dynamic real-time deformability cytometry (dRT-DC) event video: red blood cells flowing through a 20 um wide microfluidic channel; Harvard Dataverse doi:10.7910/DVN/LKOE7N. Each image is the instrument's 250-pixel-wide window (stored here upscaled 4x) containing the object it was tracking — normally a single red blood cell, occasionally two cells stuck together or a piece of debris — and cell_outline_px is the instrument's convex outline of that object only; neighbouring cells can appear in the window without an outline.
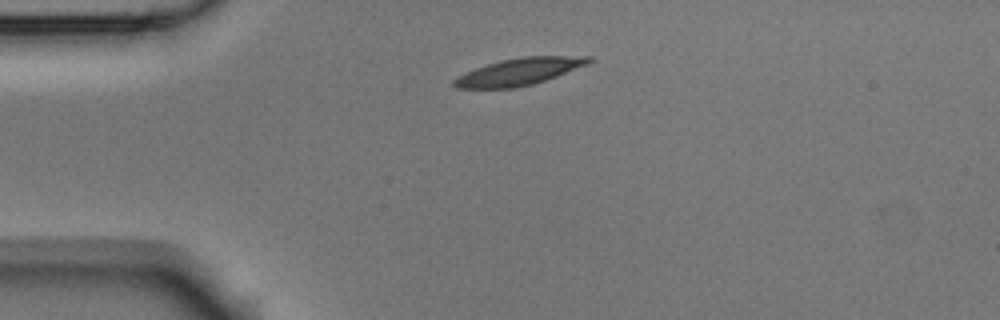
{"species": "Egyptian fruit bat (a non-hibernating species)", "species_latin": "Rousettus aegyptiacus", "temperature_condition": "room temperature", "stored_images_in_passage": 8, "camera_frame_rate_fps": 3000, "um_per_image_px": 0.085, "animal": {"sex": "male"}, "frame": {"image": 1, "passage_image": 1, "time_ms": 0.0, "image_size_px": [1000, 320], "cell_outline_px": [[592, 60], [588, 64], [556, 76], [532, 84], [512, 88], [456, 88], [452, 84], [452, 80], [476, 68], [500, 60], [524, 56], [592, 56]], "centroid_in_image_um": [44.14, 6.08], "position_along_channel_um": 40.9, "area_um2": 20.87}}
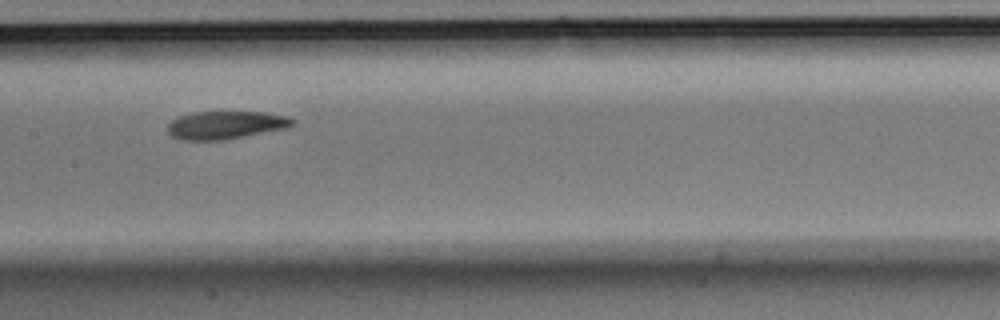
{"frame": {"image": 2, "passage_image": 5, "time_ms": 1.333, "image_size_px": [1000, 320], "cell_outline_px": [[296, 124], [288, 128], [228, 140], [184, 140], [172, 136], [168, 132], [168, 124], [172, 120], [180, 116], [192, 112], [264, 112], [288, 116], [296, 120]], "centroid_in_image_um": [19.25, 10.63], "position_along_channel_um": 188.1, "area_um2": 20.63}}
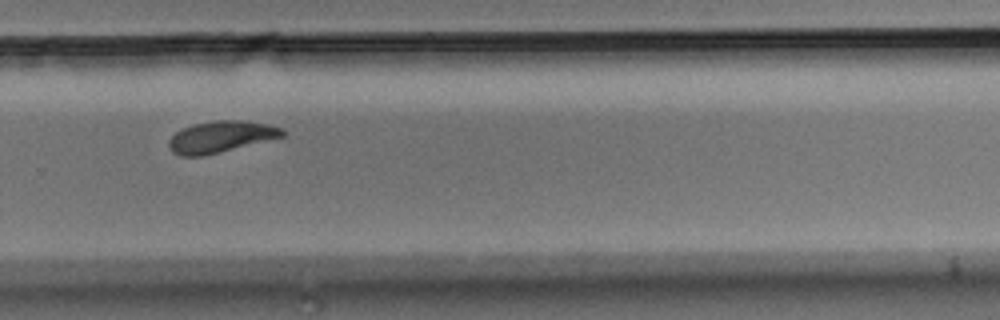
{"frame": {"image": 3, "passage_image": 8, "time_ms": 2.333, "image_size_px": [1000, 320], "cell_outline_px": [[284, 136], [200, 156], [180, 156], [172, 152], [168, 148], [168, 140], [176, 132], [192, 124], [216, 120], [244, 120], [268, 124], [284, 128]], "centroid_in_image_um": [18.74, 11.61], "position_along_channel_um": 311.1, "area_um2": 20.58}}